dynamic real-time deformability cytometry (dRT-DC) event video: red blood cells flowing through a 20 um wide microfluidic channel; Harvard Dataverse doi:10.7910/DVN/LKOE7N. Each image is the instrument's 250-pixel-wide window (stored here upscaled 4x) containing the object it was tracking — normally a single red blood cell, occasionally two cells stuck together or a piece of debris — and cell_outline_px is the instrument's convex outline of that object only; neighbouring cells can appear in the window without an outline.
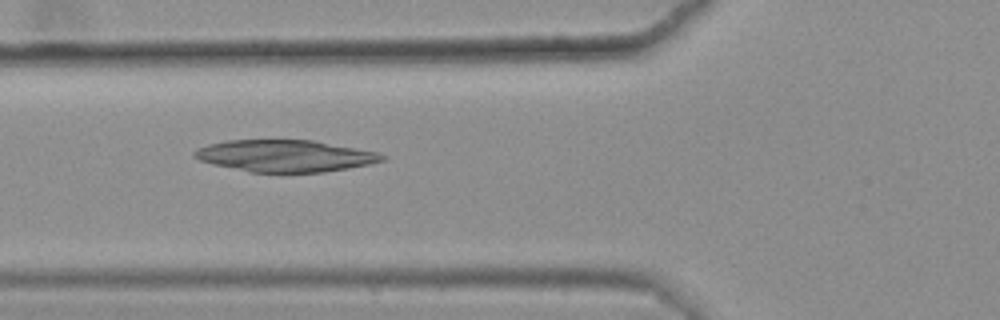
{"species": "common noctule bat (a hibernating species)", "species_latin": "Nyctalus noctula", "temperature_condition": "warm", "stored_images_in_passage": 41, "camera_frame_rate_fps": 3000, "um_per_image_px": 0.085, "animal": {"sex": "female", "body_mass_g": 25.1}, "frame": {"image": 1, "passage_image": 12, "time_ms": 3.667, "image_size_px": [1000, 320], "cell_outline_px": [[388, 156], [384, 160], [368, 164], [348, 168], [324, 172], [252, 172], [212, 164], [200, 160], [192, 156], [192, 152], [196, 148], [208, 144], [228, 140], [312, 140], [376, 152]], "centroid_in_image_um": [24.19, 13.24], "position_along_channel_um": 101.6, "area_um2": 34.62}}
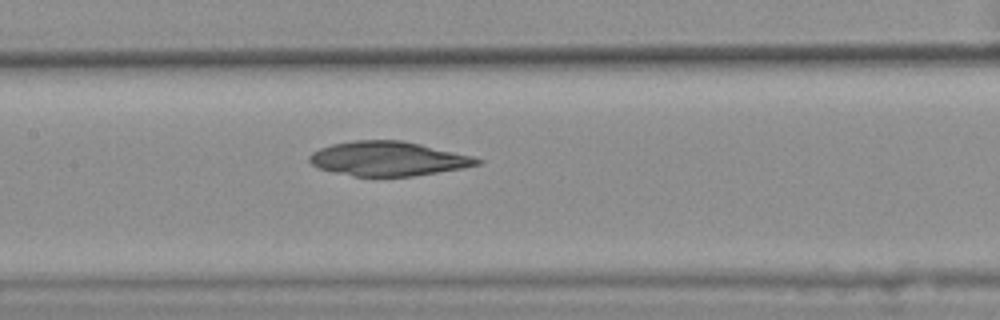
{"frame": {"image": 2, "passage_image": 18, "time_ms": 5.667, "image_size_px": [1000, 320], "cell_outline_px": [[484, 160], [480, 164], [464, 168], [412, 176], [352, 176], [320, 168], [312, 164], [308, 160], [308, 156], [312, 152], [320, 148], [332, 144], [352, 140], [404, 140], [472, 156]], "centroid_in_image_um": [33.0, 13.48], "position_along_channel_um": 174.4, "area_um2": 33.52}}